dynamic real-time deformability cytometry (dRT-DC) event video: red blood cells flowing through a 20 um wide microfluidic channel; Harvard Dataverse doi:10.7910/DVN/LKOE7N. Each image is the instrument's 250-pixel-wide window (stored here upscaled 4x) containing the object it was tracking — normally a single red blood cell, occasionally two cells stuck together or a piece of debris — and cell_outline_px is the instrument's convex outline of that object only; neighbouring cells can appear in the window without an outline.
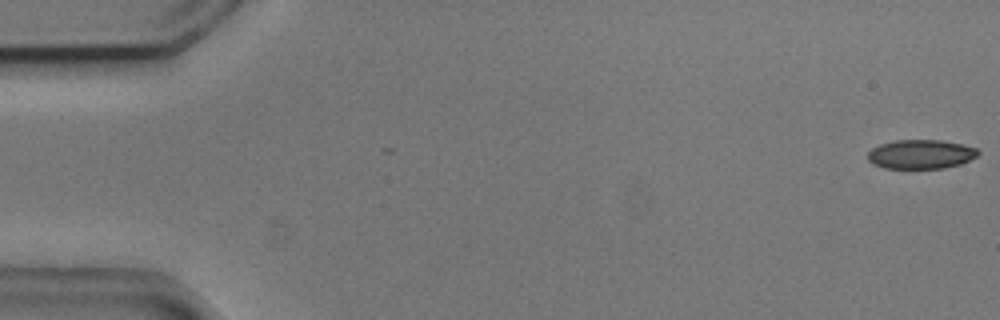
{"species": "common noctule bat (a hibernating species)", "species_latin": "Nyctalus noctula", "temperature_condition": "cold", "stored_images_in_passage": 3, "camera_frame_rate_fps": 3000, "um_per_image_px": 0.085, "animal": {"sex": "male", "body_mass_g": 20.5, "forearm_length_mm": 52.5}, "frame": {"image": 1, "passage_image": 1, "time_ms": 0.0, "image_size_px": [1000, 320], "cell_outline_px": [[980, 152], [976, 156], [960, 164], [944, 168], [884, 168], [872, 164], [868, 160], [868, 152], [872, 148], [880, 144], [896, 140], [940, 140], [964, 144], [976, 148]], "centroid_in_image_um": [78.25, 13.1], "position_along_channel_um": 6.7, "area_um2": 18.73}}